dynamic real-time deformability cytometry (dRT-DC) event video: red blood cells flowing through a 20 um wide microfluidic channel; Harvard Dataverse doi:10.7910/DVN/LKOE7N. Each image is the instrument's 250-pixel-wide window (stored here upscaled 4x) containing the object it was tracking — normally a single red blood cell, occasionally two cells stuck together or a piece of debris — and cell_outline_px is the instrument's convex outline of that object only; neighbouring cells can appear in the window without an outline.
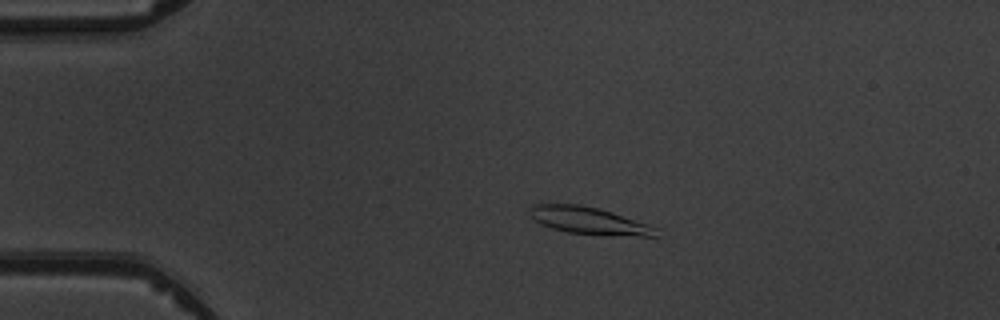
{"species": "common noctule bat (a hibernating species)", "species_latin": "Nyctalus noctula", "temperature_condition": "warm", "stored_images_in_passage": 7, "camera_frame_rate_fps": 3000, "um_per_image_px": 0.085, "animal": {"sex": "male", "body_mass_g": 19.5, "forearm_length_mm": 54.6}, "frame": {"image": 1, "passage_image": 3, "time_ms": 2.333, "image_size_px": [1000, 320], "cell_outline_px": [[660, 228], [656, 236], [640, 236], [568, 232], [552, 228], [540, 224], [528, 212], [528, 208], [532, 204], [580, 204], [600, 208]], "centroid_in_image_um": [50.05, 18.73], "position_along_channel_um": 34.9, "area_um2": 19.83}}
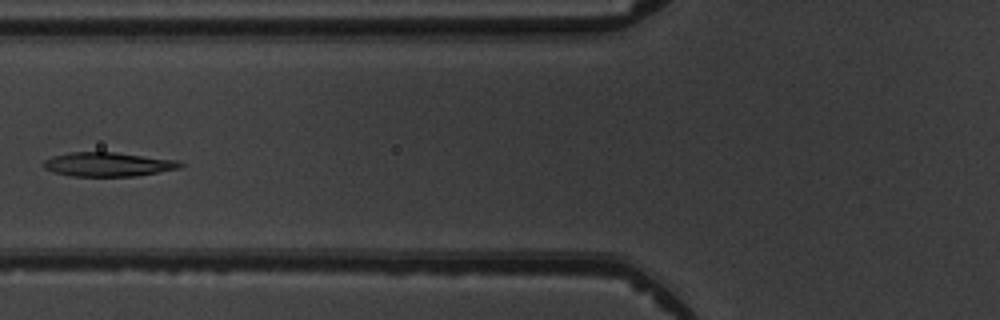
{"frame": {"image": 2, "passage_image": 6, "time_ms": 5.667, "image_size_px": [1000, 320], "cell_outline_px": [[184, 164], [180, 168], [136, 176], [72, 176], [56, 172], [44, 168], [44, 160], [52, 156], [68, 152], [116, 152], [176, 160]], "centroid_in_image_um": [9.18, 13.96], "position_along_channel_um": 116.6, "area_um2": 19.07}}
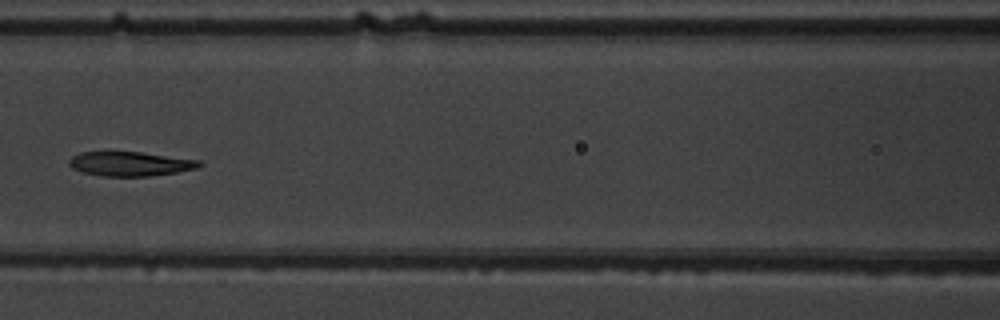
{"frame": {"image": 3, "passage_image": 7, "time_ms": 6.667, "image_size_px": [1000, 320], "cell_outline_px": [[204, 164], [196, 168], [176, 172], [148, 176], [100, 176], [84, 172], [72, 168], [68, 164], [68, 160], [72, 156], [80, 152], [140, 152], [200, 160]], "centroid_in_image_um": [11.05, 13.92], "position_along_channel_um": 155.5, "area_um2": 18.38}}